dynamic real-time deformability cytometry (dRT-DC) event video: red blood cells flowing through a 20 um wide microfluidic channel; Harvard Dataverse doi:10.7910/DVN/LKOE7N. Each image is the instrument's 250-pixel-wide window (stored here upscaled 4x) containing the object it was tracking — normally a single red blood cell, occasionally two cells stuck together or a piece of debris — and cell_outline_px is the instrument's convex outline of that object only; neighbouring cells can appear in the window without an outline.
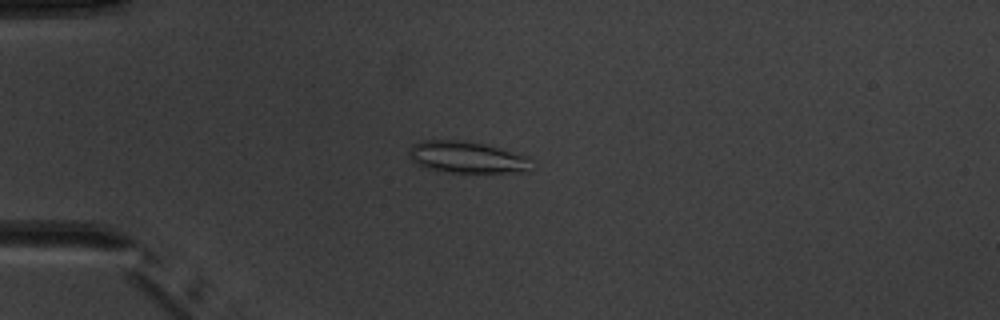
{"species": "common noctule bat (a hibernating species)", "species_latin": "Nyctalus noctula", "temperature_condition": "warm", "stored_images_in_passage": 7, "camera_frame_rate_fps": 3000, "um_per_image_px": 0.085, "animal": {"sex": "male", "body_mass_g": 20.1, "forearm_length_mm": 53.5}, "frame": {"image": 1, "passage_image": 5, "time_ms": 4.667, "image_size_px": [1000, 320], "cell_outline_px": [[528, 172], [436, 172], [416, 164], [412, 160], [408, 152], [412, 144], [420, 140], [456, 140], [484, 144], [528, 156]], "centroid_in_image_um": [39.59, 13.37], "position_along_channel_um": 45.4, "area_um2": 22.48}}
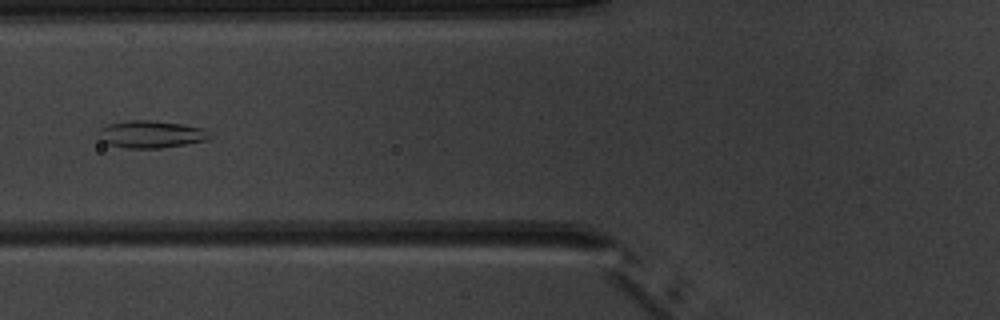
{"frame": {"image": 2, "passage_image": 7, "time_ms": 7.0, "image_size_px": [1000, 320], "cell_outline_px": [[212, 136], [208, 140], [160, 148], [128, 148], [108, 144], [100, 140], [96, 136], [96, 132], [100, 128], [108, 124], [128, 120], [148, 120], [184, 124], [204, 128]], "centroid_in_image_um": [12.8, 11.4], "position_along_channel_um": 113.0, "area_um2": 17.86}}